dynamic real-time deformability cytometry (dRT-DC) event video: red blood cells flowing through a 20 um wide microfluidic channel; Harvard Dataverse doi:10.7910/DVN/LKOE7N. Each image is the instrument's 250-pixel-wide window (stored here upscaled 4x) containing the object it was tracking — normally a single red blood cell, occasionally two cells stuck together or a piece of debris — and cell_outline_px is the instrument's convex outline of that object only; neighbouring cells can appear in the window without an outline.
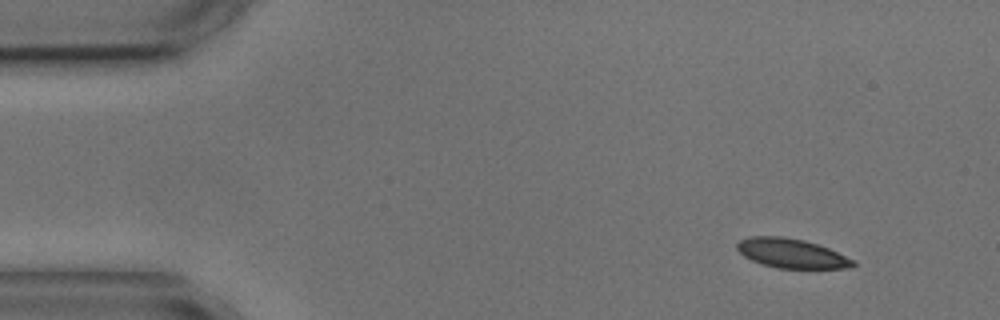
{"species": "common noctule bat (a hibernating species)", "species_latin": "Nyctalus noctula", "temperature_condition": "cold", "stored_images_in_passage": 4, "camera_frame_rate_fps": 3000, "um_per_image_px": 0.085, "animal": {"sex": "male", "body_mass_g": 17.9, "forearm_length_mm": 54.2}, "frame": {"image": 1, "passage_image": 1, "time_ms": 0.0, "image_size_px": [1000, 320], "cell_outline_px": [[856, 264], [852, 268], [776, 268], [752, 260], [744, 256], [736, 248], [736, 244], [740, 240], [748, 236], [780, 236], [804, 240], [828, 248], [856, 260]], "centroid_in_image_um": [67.29, 21.53], "position_along_channel_um": 17.7, "area_um2": 19.83}}
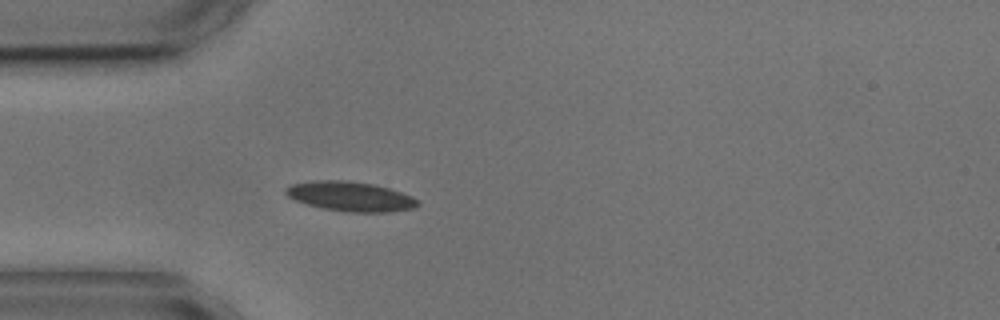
{"frame": {"image": 2, "passage_image": 4, "time_ms": 3.333, "image_size_px": [1000, 320], "cell_outline_px": [[420, 204], [416, 208], [388, 212], [348, 212], [324, 208], [308, 204], [296, 200], [288, 196], [284, 192], [284, 188], [292, 184], [312, 180], [348, 180], [376, 184], [412, 196], [420, 200]], "centroid_in_image_um": [29.82, 16.68], "position_along_channel_um": 55.2, "area_um2": 22.95}}